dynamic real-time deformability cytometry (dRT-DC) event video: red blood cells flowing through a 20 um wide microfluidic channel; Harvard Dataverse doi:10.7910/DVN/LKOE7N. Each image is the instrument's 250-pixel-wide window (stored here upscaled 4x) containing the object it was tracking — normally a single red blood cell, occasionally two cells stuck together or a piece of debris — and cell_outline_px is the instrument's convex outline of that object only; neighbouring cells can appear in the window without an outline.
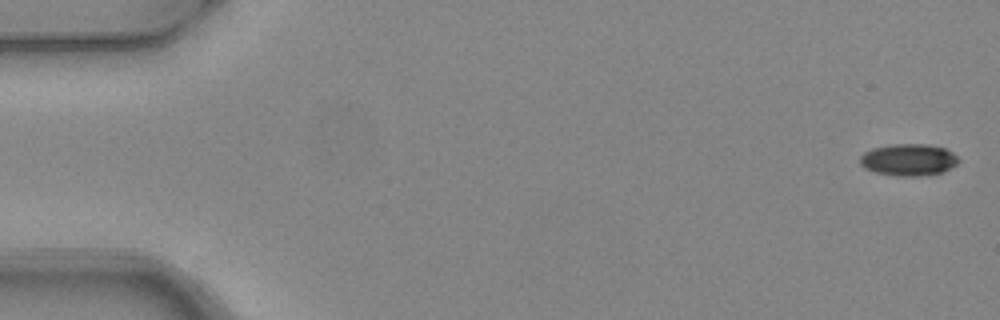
{"species": "common noctule bat (a hibernating species)", "species_latin": "Nyctalus noctula", "temperature_condition": "warm", "stored_images_in_passage": 5, "segment_of_instrument_passage": [2, 2], "camera_frame_rate_fps": 3000, "um_per_image_px": 0.085, "animal": {"sex": "female", "body_mass_g": 24.6, "forearm_length_mm": 56.2}, "frame": {"image": 1, "passage_image": 5, "time_ms": 1.333, "image_size_px": [1000, 320], "cell_outline_px": [[960, 160], [956, 164], [944, 172], [920, 176], [896, 176], [876, 172], [864, 168], [860, 164], [860, 156], [864, 152], [872, 148], [892, 144], [928, 144], [944, 148], [952, 152]], "centroid_in_image_um": [77.22, 13.58], "position_along_channel_um": 7.8, "area_um2": 18.38}}